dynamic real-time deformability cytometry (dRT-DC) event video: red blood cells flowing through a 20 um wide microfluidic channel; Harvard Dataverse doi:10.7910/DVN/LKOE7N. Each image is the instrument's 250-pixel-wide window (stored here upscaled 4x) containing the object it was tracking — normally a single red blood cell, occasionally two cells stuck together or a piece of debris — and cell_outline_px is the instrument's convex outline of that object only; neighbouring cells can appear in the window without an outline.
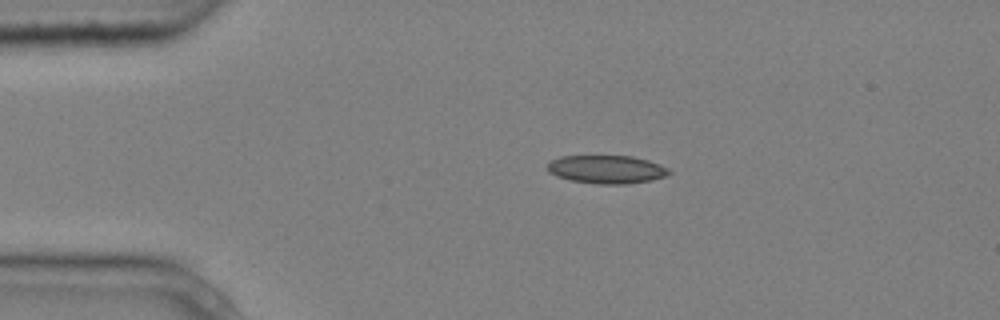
{"species": "common noctule bat (a hibernating species)", "species_latin": "Nyctalus noctula", "temperature_condition": "cold", "stored_images_in_passage": 8, "camera_frame_rate_fps": 3000, "um_per_image_px": 0.085, "animal": {"sex": "male", "body_mass_g": 20.4}, "frame": {"image": 1, "passage_image": 2, "time_ms": 0.333, "image_size_px": [1000, 320], "cell_outline_px": [[672, 172], [664, 176], [652, 180], [628, 184], [596, 184], [572, 180], [556, 176], [548, 172], [548, 164], [552, 160], [560, 156], [632, 156], [648, 160], [660, 164], [668, 168]], "centroid_in_image_um": [51.58, 14.4], "position_along_channel_um": 33.4, "area_um2": 20.0}}
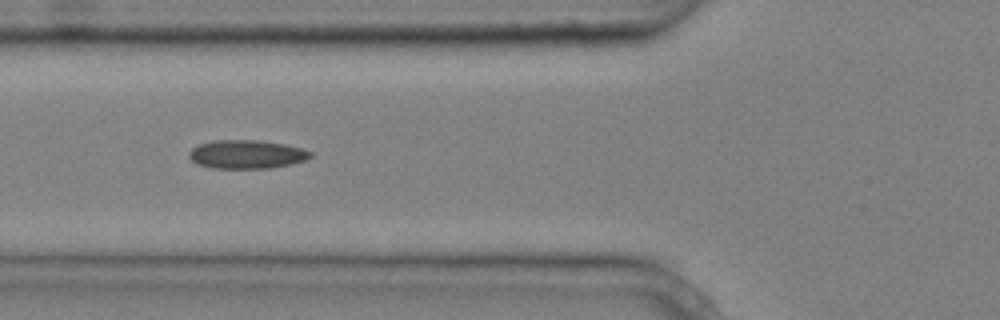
{"frame": {"image": 2, "passage_image": 4, "time_ms": 1.0, "image_size_px": [1000, 320], "cell_outline_px": [[312, 156], [308, 160], [268, 168], [212, 168], [196, 164], [188, 156], [188, 152], [192, 148], [200, 144], [212, 140], [256, 140], [284, 144], [304, 148], [312, 152]], "centroid_in_image_um": [20.96, 13.11], "position_along_channel_um": 104.8, "area_um2": 20.29}}
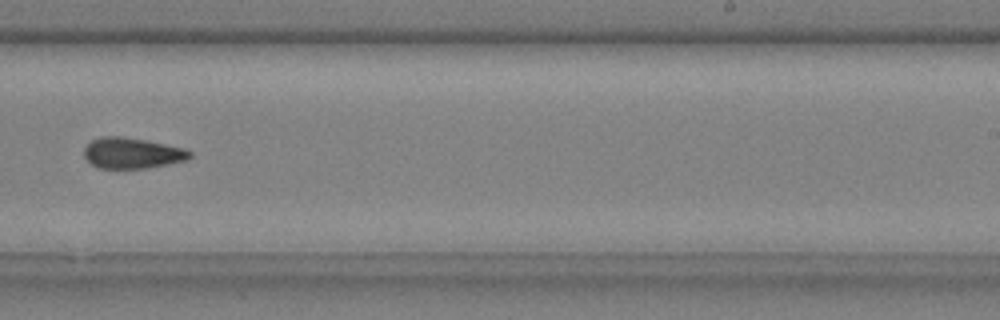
{"frame": {"image": 3, "passage_image": 8, "time_ms": 2.333, "image_size_px": [1000, 320], "cell_outline_px": [[192, 156], [188, 160], [148, 168], [96, 168], [84, 156], [84, 148], [92, 140], [100, 136], [120, 136], [144, 140], [184, 148], [192, 152]], "centroid_in_image_um": [11.23, 13.02], "position_along_channel_um": 277.8, "area_um2": 18.96}}